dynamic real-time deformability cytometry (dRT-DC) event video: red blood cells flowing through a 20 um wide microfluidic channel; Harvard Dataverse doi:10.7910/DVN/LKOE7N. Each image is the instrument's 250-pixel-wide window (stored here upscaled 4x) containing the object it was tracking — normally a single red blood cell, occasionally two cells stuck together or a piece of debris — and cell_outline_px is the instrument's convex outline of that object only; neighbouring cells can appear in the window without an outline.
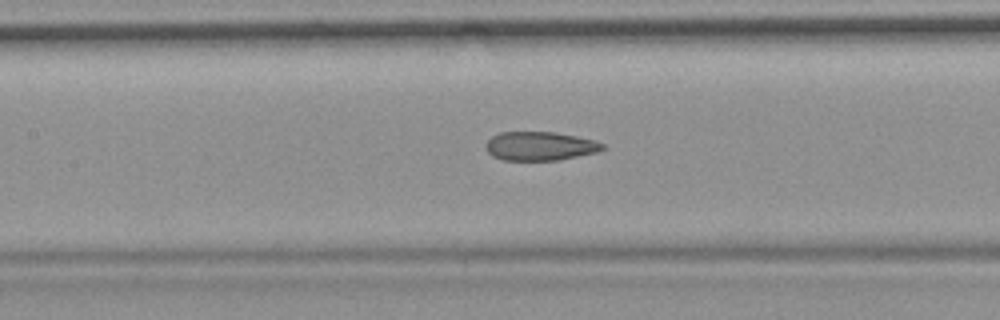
{"species": "common noctule bat (a hibernating species)", "species_latin": "Nyctalus noctula", "temperature_condition": "room temperature", "stored_images_in_passage": 48, "camera_frame_rate_fps": 3000, "um_per_image_px": 0.085, "animal": {"sex": "female", "body_mass_g": 19.9}, "frame": {"image": 1, "passage_image": 21, "time_ms": 6.667, "image_size_px": [1000, 320], "cell_outline_px": [[608, 148], [596, 152], [560, 160], [504, 160], [492, 156], [488, 152], [484, 144], [492, 136], [500, 132], [556, 132], [596, 140], [604, 144]], "centroid_in_image_um": [45.92, 12.41], "position_along_channel_um": 161.5, "area_um2": 19.77}}